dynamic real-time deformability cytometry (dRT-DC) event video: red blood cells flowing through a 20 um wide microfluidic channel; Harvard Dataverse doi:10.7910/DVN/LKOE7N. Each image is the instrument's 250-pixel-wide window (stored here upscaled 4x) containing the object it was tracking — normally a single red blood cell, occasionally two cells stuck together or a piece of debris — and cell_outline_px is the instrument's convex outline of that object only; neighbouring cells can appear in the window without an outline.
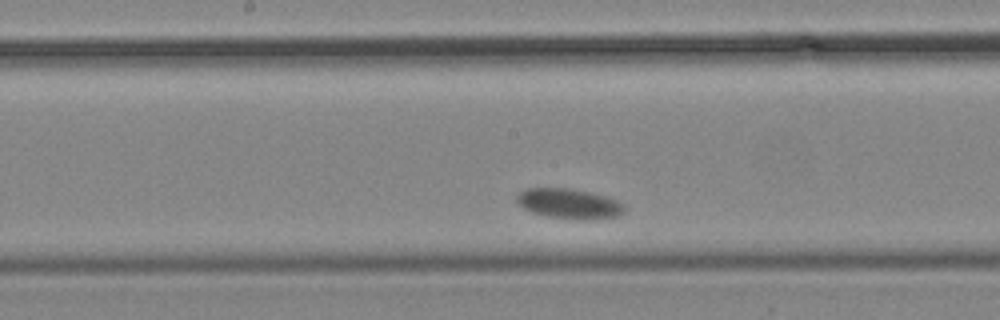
{"species": "common noctule bat (a hibernating species)", "species_latin": "Nyctalus noctula", "temperature_condition": "cold", "stored_images_in_passage": 6, "segment_of_instrument_passage": [2, 2], "camera_frame_rate_fps": 3000, "um_per_image_px": 0.085, "animal": {"sex": "male", "body_mass_g": 19.2, "forearm_length_mm": 51.8}, "frame": {"image": 1, "passage_image": 6, "time_ms": 7.0, "image_size_px": [1000, 320], "cell_outline_px": [[624, 212], [616, 216], [588, 220], [580, 220], [544, 216], [532, 212], [516, 204], [516, 196], [520, 192], [528, 188], [568, 188], [592, 192], [616, 200], [624, 204]], "centroid_in_image_um": [48.34, 17.31], "position_along_channel_um": 199.9, "area_um2": 18.96}}